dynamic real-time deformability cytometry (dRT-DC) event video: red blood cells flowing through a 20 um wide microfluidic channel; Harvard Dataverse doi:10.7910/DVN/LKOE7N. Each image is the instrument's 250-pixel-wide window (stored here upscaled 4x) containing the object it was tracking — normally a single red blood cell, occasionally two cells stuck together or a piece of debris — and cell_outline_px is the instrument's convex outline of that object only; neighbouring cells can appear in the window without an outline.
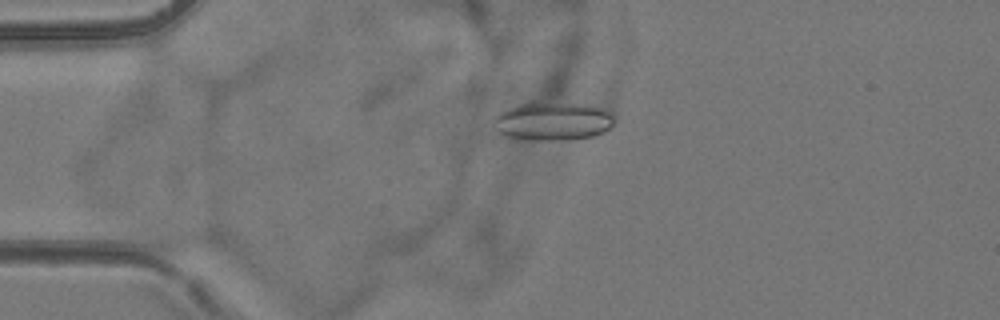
{"species": "common noctule bat (a hibernating species)", "species_latin": "Nyctalus noctula", "temperature_condition": "room temperature", "stored_images_in_passage": 5, "camera_frame_rate_fps": 3000, "um_per_image_px": 0.085, "animal": {"sex": "female", "body_mass_g": 24.6, "forearm_length_mm": 56.2}, "frame": {"image": 1, "passage_image": 4, "time_ms": 3.667, "image_size_px": [1000, 320], "cell_outline_px": [[612, 124], [604, 132], [592, 136], [568, 140], [528, 140], [508, 136], [500, 132], [492, 120], [500, 112], [524, 100], [532, 100], [588, 104], [604, 108], [612, 112]], "centroid_in_image_um": [46.98, 10.25], "position_along_channel_um": 38.0, "area_um2": 27.63}}